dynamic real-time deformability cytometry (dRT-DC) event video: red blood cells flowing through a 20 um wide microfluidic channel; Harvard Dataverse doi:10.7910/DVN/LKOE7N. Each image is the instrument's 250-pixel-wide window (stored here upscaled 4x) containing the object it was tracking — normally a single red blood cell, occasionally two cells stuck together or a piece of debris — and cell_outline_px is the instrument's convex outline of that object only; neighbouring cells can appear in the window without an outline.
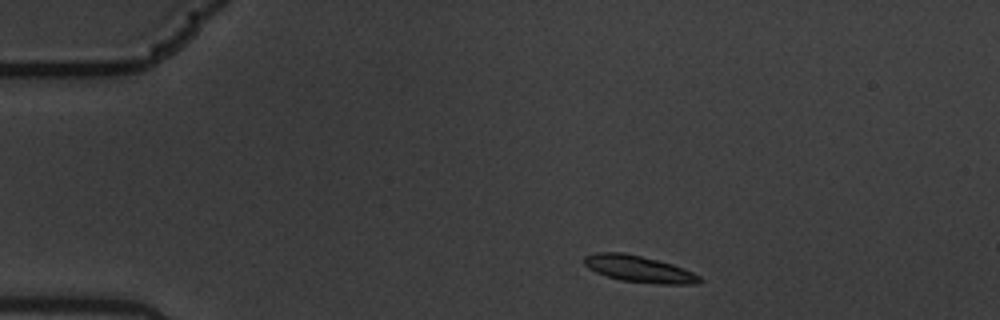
{"species": "common noctule bat (a hibernating species)", "species_latin": "Nyctalus noctula", "temperature_condition": "warm", "stored_images_in_passage": 3, "camera_frame_rate_fps": 3000, "um_per_image_px": 0.085, "animal": {"sex": "male", "body_mass_g": 19.5, "forearm_length_mm": 54.6}, "frame": {"image": 1, "passage_image": 1, "time_ms": 0.0, "image_size_px": [1000, 320], "cell_outline_px": [[704, 280], [696, 284], [656, 284], [620, 280], [596, 272], [588, 268], [584, 264], [584, 256], [596, 252], [624, 252], [672, 264], [692, 272], [700, 276]], "centroid_in_image_um": [54.31, 22.86], "position_along_channel_um": 30.7, "area_um2": 17.8}}